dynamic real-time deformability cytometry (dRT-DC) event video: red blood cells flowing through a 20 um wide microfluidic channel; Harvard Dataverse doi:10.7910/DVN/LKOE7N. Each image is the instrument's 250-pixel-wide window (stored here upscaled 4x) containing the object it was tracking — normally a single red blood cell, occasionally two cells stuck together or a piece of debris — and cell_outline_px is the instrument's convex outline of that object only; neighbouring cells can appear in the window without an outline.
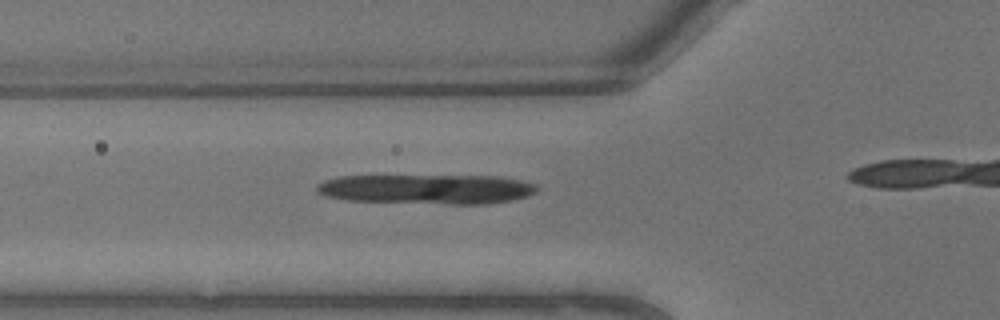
{"species": "common noctule bat (a hibernating species)", "species_latin": "Nyctalus noctula", "temperature_condition": "warm", "stored_images_in_passage": 4, "camera_frame_rate_fps": 3000, "um_per_image_px": 0.085, "animal": {"sex": "male", "body_mass_g": 13.3}, "frame": {"image": 1, "passage_image": 3, "time_ms": 0.667, "image_size_px": [1000, 320], "cell_outline_px": [[536, 192], [528, 196], [512, 200], [488, 204], [448, 204], [348, 200], [328, 196], [316, 192], [316, 184], [324, 180], [340, 176], [500, 176], [520, 180], [536, 184]], "centroid_in_image_um": [36.3, 16.07], "position_along_channel_um": 89.5, "area_um2": 38.15}}